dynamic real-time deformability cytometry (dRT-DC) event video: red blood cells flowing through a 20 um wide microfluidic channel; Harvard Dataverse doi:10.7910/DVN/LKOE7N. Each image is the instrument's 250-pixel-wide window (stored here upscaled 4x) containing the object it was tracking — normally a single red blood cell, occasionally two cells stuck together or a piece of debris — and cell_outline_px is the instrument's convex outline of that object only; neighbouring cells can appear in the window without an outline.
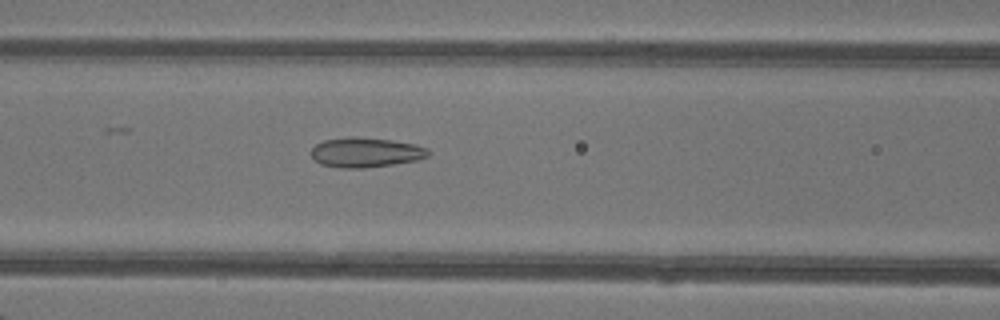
{"species": "common noctule bat (a hibernating species)", "species_latin": "Nyctalus noctula", "temperature_condition": "warm", "stored_images_in_passage": 48, "camera_frame_rate_fps": 3000, "um_per_image_px": 0.085, "animal": {"sex": "female"}, "frame": {"image": 1, "passage_image": 21, "time_ms": 6.667, "image_size_px": [1000, 320], "cell_outline_px": [[428, 156], [416, 160], [392, 164], [360, 168], [340, 168], [320, 164], [312, 156], [312, 148], [316, 144], [324, 140], [348, 136], [356, 136], [392, 140], [416, 144], [428, 148]], "centroid_in_image_um": [31.07, 12.94], "position_along_channel_um": 135.5, "area_um2": 20.29}}
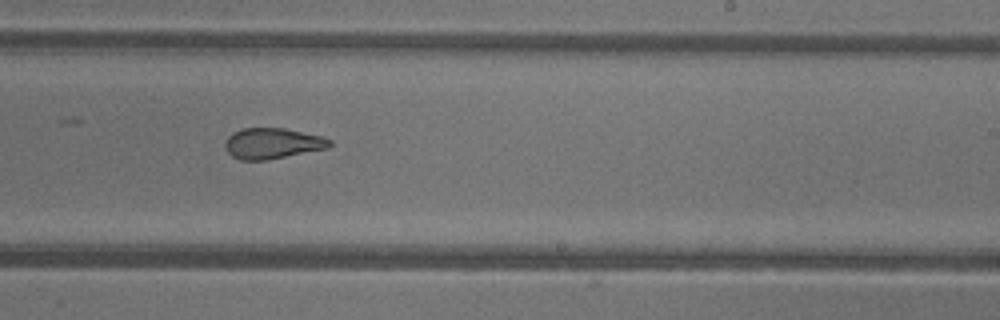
{"frame": {"image": 2, "passage_image": 30, "time_ms": 9.667, "image_size_px": [1000, 320], "cell_outline_px": [[332, 144], [328, 148], [268, 160], [240, 160], [232, 156], [228, 152], [224, 144], [228, 136], [232, 132], [244, 128], [284, 128], [324, 136], [332, 140]], "centroid_in_image_um": [23.18, 12.18], "position_along_channel_um": 265.8, "area_um2": 18.9}}
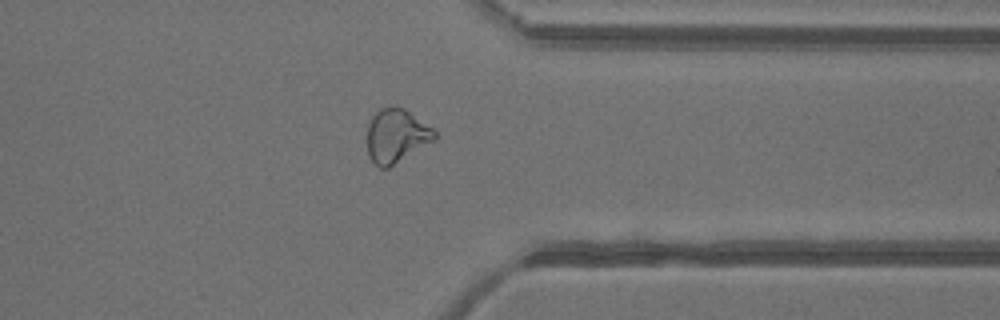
{"frame": {"image": 3, "passage_image": 38, "time_ms": 12.333, "image_size_px": [1000, 320], "cell_outline_px": [[436, 136], [432, 140], [388, 168], [380, 168], [372, 160], [368, 152], [368, 124], [372, 116], [380, 108], [404, 108], [432, 128], [436, 132]], "centroid_in_image_um": [33.66, 11.54], "position_along_channel_um": 377.7, "area_um2": 20.35}, "authors_computed_cell_mechanics": {"area_um2": 22.5998, "velocity_mm_per_s": 4.3531, "shape_relaxation_time_tau1_ms": null, "shape_relaxation_time_tau2_ms": 1.2954, "deformation_change_tau1": null, "deformation_change_tau2": 0.091}}